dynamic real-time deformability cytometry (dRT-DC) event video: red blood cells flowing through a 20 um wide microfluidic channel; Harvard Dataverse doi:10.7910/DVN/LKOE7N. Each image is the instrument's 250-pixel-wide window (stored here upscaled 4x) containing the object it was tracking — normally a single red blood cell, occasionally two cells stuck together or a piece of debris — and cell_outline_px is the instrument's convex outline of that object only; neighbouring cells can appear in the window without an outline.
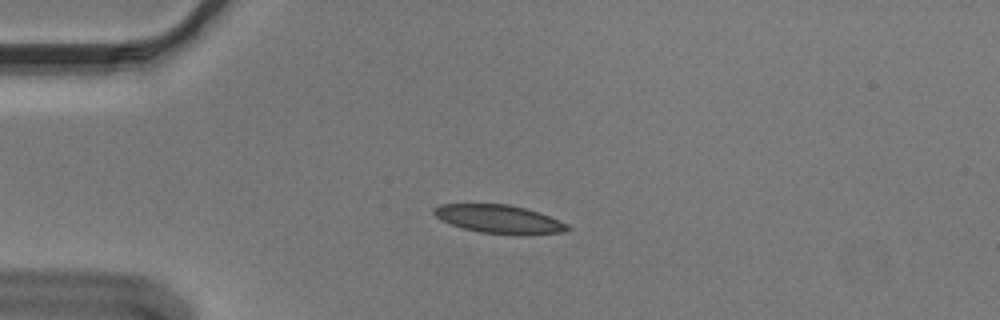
{"species": "Egyptian fruit bat (a non-hibernating species)", "species_latin": "Rousettus aegyptiacus", "temperature_condition": "cold", "stored_images_in_passage": 54, "camera_frame_rate_fps": 3000, "um_per_image_px": 0.085, "animal": {"sex": "male"}, "frame": {"image": 1, "passage_image": 13, "time_ms": 4.0, "image_size_px": [1000, 320], "cell_outline_px": [[572, 228], [564, 232], [480, 232], [464, 228], [440, 220], [432, 212], [432, 208], [440, 204], [508, 204], [524, 208], [548, 216], [568, 224]], "centroid_in_image_um": [42.32, 18.57], "position_along_channel_um": 42.7, "area_um2": 20.98}}
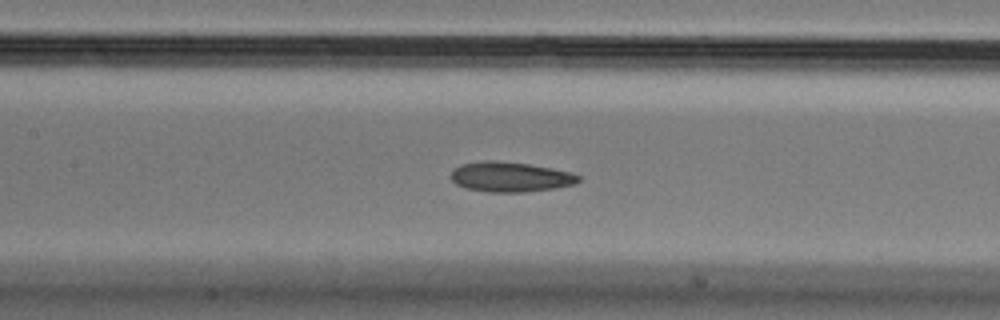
{"frame": {"image": 2, "passage_image": 25, "time_ms": 8.0, "image_size_px": [1000, 320], "cell_outline_px": [[580, 180], [572, 184], [552, 188], [528, 192], [488, 192], [468, 188], [456, 184], [448, 176], [452, 168], [460, 164], [484, 160], [496, 160], [528, 164], [552, 168], [568, 172], [580, 176]], "centroid_in_image_um": [43.29, 15.02], "position_along_channel_um": 164.1, "area_um2": 22.31}}
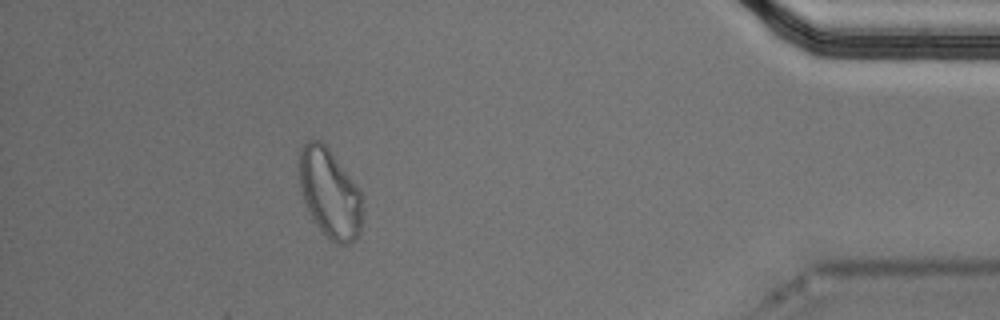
{"frame": {"image": 3, "passage_image": 49, "time_ms": 16.0, "image_size_px": [1000, 320], "cell_outline_px": [[360, 232], [348, 244], [336, 244], [312, 220], [304, 200], [300, 188], [296, 168], [300, 148], [308, 140], [320, 140], [328, 148], [360, 192]], "centroid_in_image_um": [27.94, 16.38], "position_along_channel_um": 407.3, "area_um2": 32.25}, "authors_computed_cell_mechanics": {"area_um2": 22.3108, "velocity_mm_per_s": 3.6243, "shape_relaxation_time_tau1_ms": null, "shape_relaxation_time_tau2_ms": 4.3984, "deformation_change_tau1": null, "deformation_change_tau2": 0.1071}}